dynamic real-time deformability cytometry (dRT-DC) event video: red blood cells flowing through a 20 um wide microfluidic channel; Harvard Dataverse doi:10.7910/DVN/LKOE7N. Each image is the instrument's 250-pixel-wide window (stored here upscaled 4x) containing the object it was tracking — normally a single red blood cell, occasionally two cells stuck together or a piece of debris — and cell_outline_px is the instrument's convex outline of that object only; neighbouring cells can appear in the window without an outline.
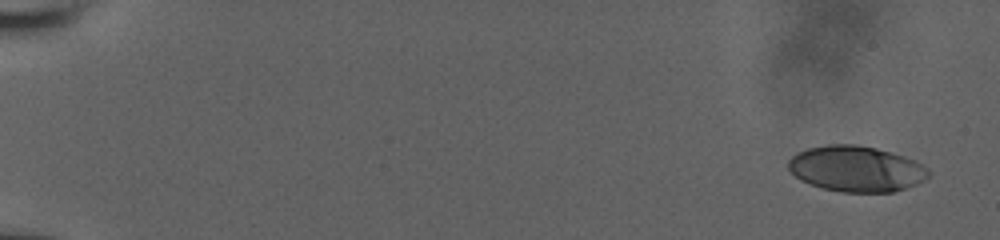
{"species": "human", "species_latin": "Homo sapiens", "temperature_condition": "room temperature", "stored_images_in_passage": 7, "camera_frame_rate_fps": 3000, "um_per_image_px": 0.085, "donor": {"sex": "male"}, "frame": {"image": 1, "passage_image": 1, "time_ms": 0.0, "image_size_px": [1000, 240], "cell_outline_px": [[932, 172], [924, 180], [916, 184], [892, 192], [840, 192], [820, 188], [800, 180], [788, 168], [788, 160], [796, 152], [808, 148], [828, 144], [856, 144], [876, 148], [904, 156], [916, 160], [928, 168]], "centroid_in_image_um": [72.78, 14.34], "position_along_channel_um": 12.2, "area_um2": 37.63}}
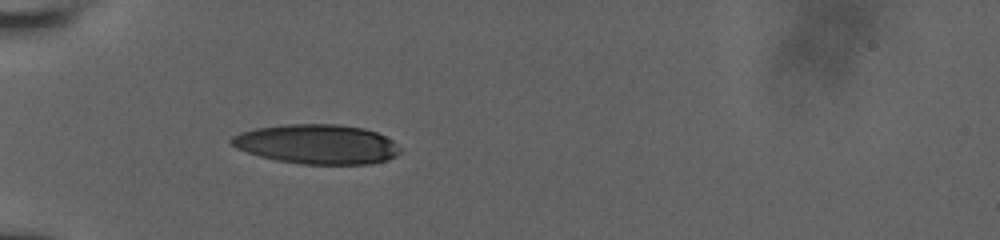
{"frame": {"image": 2, "passage_image": 6, "time_ms": 5.667, "image_size_px": [1000, 240], "cell_outline_px": [[400, 152], [396, 156], [388, 160], [368, 164], [300, 164], [276, 160], [260, 156], [236, 148], [228, 140], [232, 136], [240, 132], [256, 128], [284, 124], [336, 124], [364, 128], [376, 132], [392, 140], [400, 148]], "centroid_in_image_um": [26.94, 12.25], "position_along_channel_um": 58.1, "area_um2": 38.96}}